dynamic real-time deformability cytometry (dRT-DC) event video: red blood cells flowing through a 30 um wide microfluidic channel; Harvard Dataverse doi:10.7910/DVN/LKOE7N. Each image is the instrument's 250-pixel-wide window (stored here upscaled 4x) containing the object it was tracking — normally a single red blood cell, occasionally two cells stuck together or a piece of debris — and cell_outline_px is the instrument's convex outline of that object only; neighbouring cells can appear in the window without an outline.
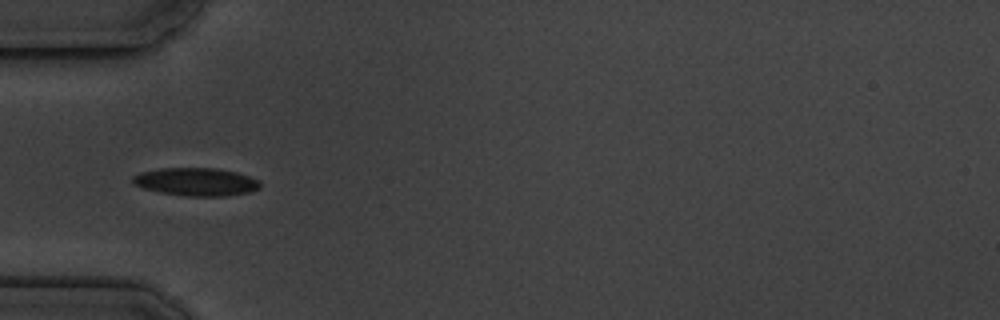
{"species": "common noctule bat (a hibernating species)", "species_latin": "Nyctalus noctula", "temperature_condition": "cold", "stored_images_in_passage": 16, "camera_frame_rate_fps": 3000, "um_per_image_px": 0.085, "animal": {"sex": "male", "body_mass_g": 19.5, "forearm_length_mm": 54.6}, "frame": {"image": 1, "passage_image": 5, "time_ms": 4.667, "image_size_px": [1000, 320], "cell_outline_px": [[260, 188], [248, 192], [228, 196], [188, 196], [160, 192], [144, 188], [132, 184], [132, 176], [140, 172], [160, 168], [216, 168], [236, 172], [260, 180]], "centroid_in_image_um": [16.66, 15.45], "position_along_channel_um": 68.3, "area_um2": 20.81}}
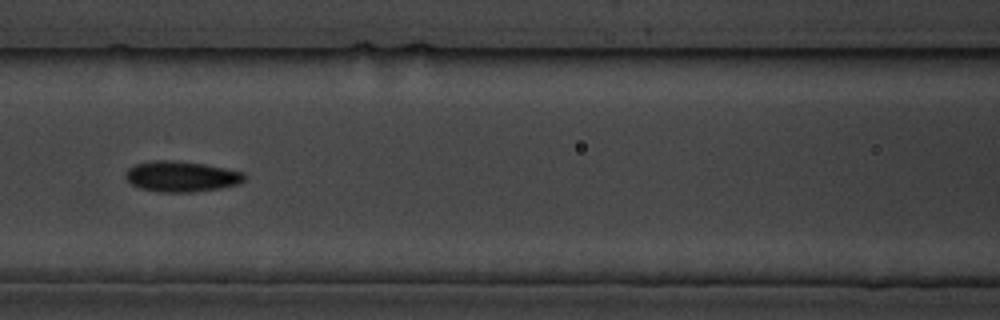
{"frame": {"image": 2, "passage_image": 7, "time_ms": 7.0, "image_size_px": [1000, 320], "cell_outline_px": [[248, 176], [240, 184], [220, 188], [192, 192], [160, 192], [140, 188], [132, 184], [124, 176], [128, 168], [136, 164], [156, 160], [172, 160], [204, 164], [244, 172]], "centroid_in_image_um": [15.44, 15.0], "position_along_channel_um": 151.2, "area_um2": 21.21}}
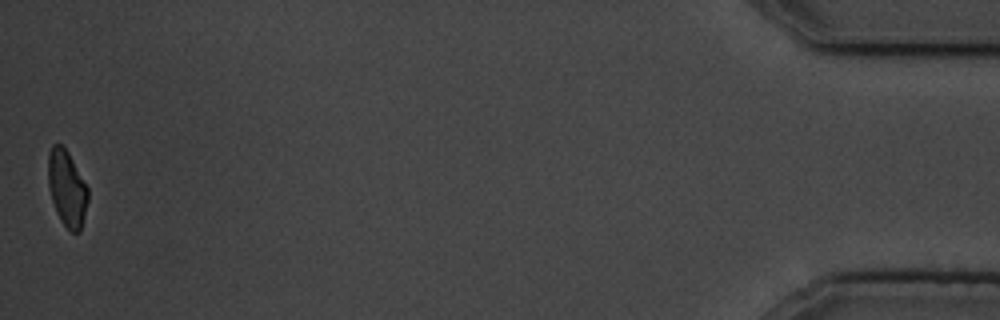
{"frame": {"image": 3, "passage_image": 16, "time_ms": 17.333, "image_size_px": [1000, 320], "cell_outline_px": [[88, 200], [80, 232], [72, 232], [60, 220], [56, 212], [52, 200], [48, 184], [48, 152], [52, 144], [60, 144], [68, 152], [88, 188]], "centroid_in_image_um": [5.68, 16.0], "position_along_channel_um": 429.5, "area_um2": 17.51}, "authors_computed_cell_mechanics": {"area_um2": 20.6057, "velocity_mm_per_s": 3.576, "shape_relaxation_time_tau1_ms": 1.9234, "shape_relaxation_time_tau2_ms": null, "deformation_change_tau1": 0.0707, "deformation_change_tau2": null}}